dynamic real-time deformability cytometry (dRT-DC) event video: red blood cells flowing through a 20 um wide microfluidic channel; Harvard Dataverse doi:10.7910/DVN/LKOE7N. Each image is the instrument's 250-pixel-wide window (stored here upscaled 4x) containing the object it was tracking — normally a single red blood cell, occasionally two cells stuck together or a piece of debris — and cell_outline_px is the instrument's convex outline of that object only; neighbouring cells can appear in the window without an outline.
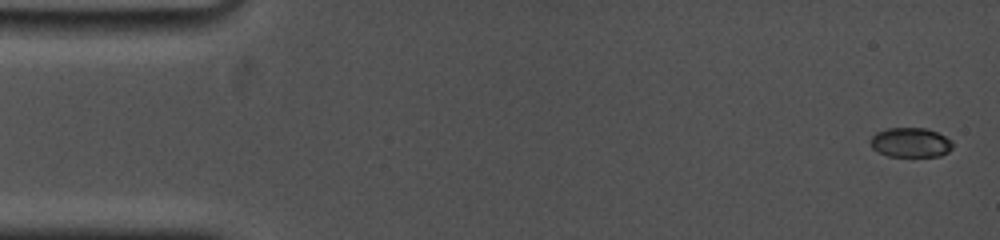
{"species": "common noctule bat (a hibernating species)", "species_latin": "Nyctalus noctula", "temperature_condition": "cold", "stored_images_in_passage": 8, "camera_frame_rate_fps": 5000, "um_per_image_px": 0.085, "animal": {"sex": "female", "body_mass_g": 19.0, "forearm_length_mm": 53.3}, "frame": {"image": 1, "passage_image": 1, "time_ms": 0.0, "image_size_px": [1000, 240], "cell_outline_px": [[952, 148], [948, 152], [940, 156], [888, 156], [872, 148], [872, 136], [876, 132], [888, 128], [924, 128], [936, 132], [952, 140]], "centroid_in_image_um": [77.42, 12.11], "position_along_channel_um": 7.6, "area_um2": 13.99}}
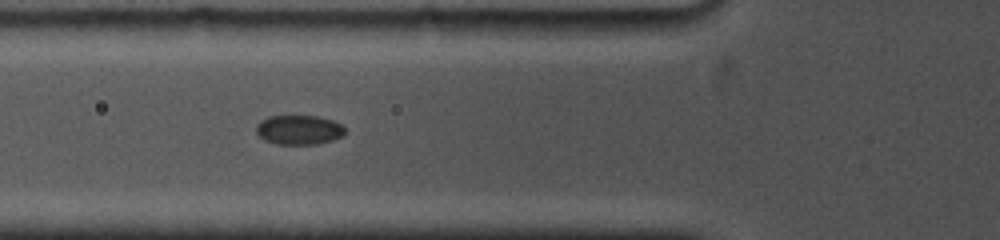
{"frame": {"image": 2, "passage_image": 7, "time_ms": 5.8, "image_size_px": [1000, 240], "cell_outline_px": [[344, 132], [340, 136], [332, 140], [316, 144], [276, 144], [264, 140], [256, 132], [256, 124], [260, 120], [268, 116], [316, 116], [332, 120], [340, 124], [344, 128]], "centroid_in_image_um": [25.35, 11.03], "position_along_channel_um": 100.4, "area_um2": 15.14}}
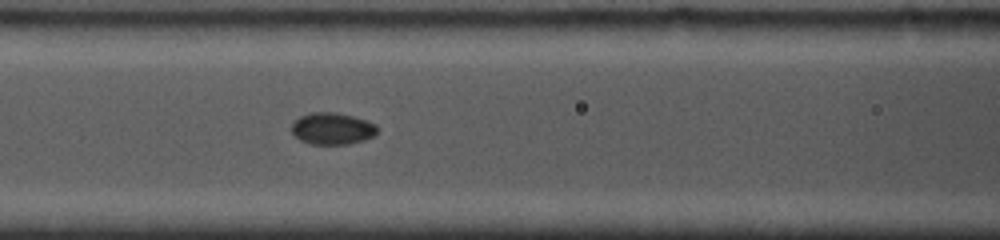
{"frame": {"image": 3, "passage_image": 8, "time_ms": 6.8, "image_size_px": [1000, 240], "cell_outline_px": [[376, 132], [372, 136], [364, 140], [348, 144], [308, 144], [300, 140], [292, 132], [292, 124], [300, 116], [312, 112], [336, 112], [352, 116], [376, 124]], "centroid_in_image_um": [28.22, 10.93], "position_along_channel_um": 138.4, "area_um2": 15.72}}